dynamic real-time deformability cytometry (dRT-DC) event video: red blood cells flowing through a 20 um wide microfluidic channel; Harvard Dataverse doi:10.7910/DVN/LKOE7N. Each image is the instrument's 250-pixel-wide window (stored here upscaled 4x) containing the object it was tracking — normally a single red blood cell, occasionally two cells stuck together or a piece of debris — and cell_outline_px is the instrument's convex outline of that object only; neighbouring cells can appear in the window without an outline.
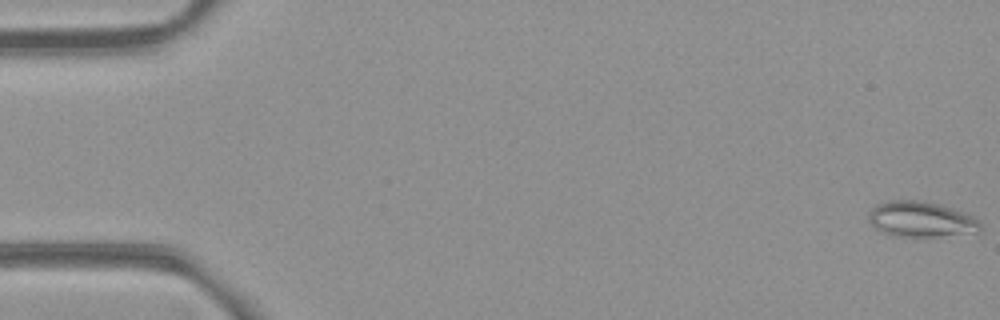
{"species": "common noctule bat (a hibernating species)", "species_latin": "Nyctalus noctula", "temperature_condition": "room temperature", "stored_images_in_passage": 14, "camera_frame_rate_fps": 3000, "um_per_image_px": 0.085, "animal": {"sex": "female", "body_mass_g": 21.9}, "frame": {"image": 1, "passage_image": 1, "time_ms": 0.0, "image_size_px": [1000, 320], "cell_outline_px": [[980, 232], [936, 236], [900, 236], [880, 232], [868, 220], [868, 212], [876, 204], [892, 200], [920, 200], [952, 208], [972, 216], [980, 224]], "centroid_in_image_um": [78.24, 18.63], "position_along_channel_um": 6.8, "area_um2": 22.83}}